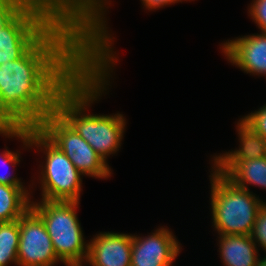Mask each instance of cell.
Listing matches in <instances>:
<instances>
[{
  "instance_id": "cell-23",
  "label": "cell",
  "mask_w": 266,
  "mask_h": 266,
  "mask_svg": "<svg viewBox=\"0 0 266 266\" xmlns=\"http://www.w3.org/2000/svg\"><path fill=\"white\" fill-rule=\"evenodd\" d=\"M249 7L250 17L258 25L260 32L266 33V0H253Z\"/></svg>"
},
{
  "instance_id": "cell-13",
  "label": "cell",
  "mask_w": 266,
  "mask_h": 266,
  "mask_svg": "<svg viewBox=\"0 0 266 266\" xmlns=\"http://www.w3.org/2000/svg\"><path fill=\"white\" fill-rule=\"evenodd\" d=\"M239 149L213 156V166L224 174L237 160H252L266 157V140L247 125L241 118L237 122Z\"/></svg>"
},
{
  "instance_id": "cell-24",
  "label": "cell",
  "mask_w": 266,
  "mask_h": 266,
  "mask_svg": "<svg viewBox=\"0 0 266 266\" xmlns=\"http://www.w3.org/2000/svg\"><path fill=\"white\" fill-rule=\"evenodd\" d=\"M142 5L147 9V10H156L159 8H163L164 6H168L170 4H175L178 2L182 1H187V0H141ZM190 1V0H188Z\"/></svg>"
},
{
  "instance_id": "cell-19",
  "label": "cell",
  "mask_w": 266,
  "mask_h": 266,
  "mask_svg": "<svg viewBox=\"0 0 266 266\" xmlns=\"http://www.w3.org/2000/svg\"><path fill=\"white\" fill-rule=\"evenodd\" d=\"M6 150L3 151L2 154H0V164L2 163L3 167L12 164V167H15L20 162V153L19 151L13 152L11 150H8L7 147H5ZM1 165V166H2ZM11 174H0V184H6L10 186H23V182H21V179L16 177L15 175Z\"/></svg>"
},
{
  "instance_id": "cell-9",
  "label": "cell",
  "mask_w": 266,
  "mask_h": 266,
  "mask_svg": "<svg viewBox=\"0 0 266 266\" xmlns=\"http://www.w3.org/2000/svg\"><path fill=\"white\" fill-rule=\"evenodd\" d=\"M19 234L18 266H54L62 262L43 220L32 208L19 218Z\"/></svg>"
},
{
  "instance_id": "cell-6",
  "label": "cell",
  "mask_w": 266,
  "mask_h": 266,
  "mask_svg": "<svg viewBox=\"0 0 266 266\" xmlns=\"http://www.w3.org/2000/svg\"><path fill=\"white\" fill-rule=\"evenodd\" d=\"M79 201H31V208L43 220L57 257L66 266L84 264L89 243L77 217Z\"/></svg>"
},
{
  "instance_id": "cell-22",
  "label": "cell",
  "mask_w": 266,
  "mask_h": 266,
  "mask_svg": "<svg viewBox=\"0 0 266 266\" xmlns=\"http://www.w3.org/2000/svg\"><path fill=\"white\" fill-rule=\"evenodd\" d=\"M241 119L266 140V104Z\"/></svg>"
},
{
  "instance_id": "cell-15",
  "label": "cell",
  "mask_w": 266,
  "mask_h": 266,
  "mask_svg": "<svg viewBox=\"0 0 266 266\" xmlns=\"http://www.w3.org/2000/svg\"><path fill=\"white\" fill-rule=\"evenodd\" d=\"M224 175L236 186L248 189V185L266 190V157L237 160Z\"/></svg>"
},
{
  "instance_id": "cell-4",
  "label": "cell",
  "mask_w": 266,
  "mask_h": 266,
  "mask_svg": "<svg viewBox=\"0 0 266 266\" xmlns=\"http://www.w3.org/2000/svg\"><path fill=\"white\" fill-rule=\"evenodd\" d=\"M39 5L60 20L75 23L84 32V47L91 62L115 63L113 36L109 34L106 21V5L109 0H24ZM110 2V3H109ZM106 7V8H105ZM105 12V13H104ZM114 53V54H113Z\"/></svg>"
},
{
  "instance_id": "cell-17",
  "label": "cell",
  "mask_w": 266,
  "mask_h": 266,
  "mask_svg": "<svg viewBox=\"0 0 266 266\" xmlns=\"http://www.w3.org/2000/svg\"><path fill=\"white\" fill-rule=\"evenodd\" d=\"M19 240V219L0 222V266H8L9 263L18 266Z\"/></svg>"
},
{
  "instance_id": "cell-20",
  "label": "cell",
  "mask_w": 266,
  "mask_h": 266,
  "mask_svg": "<svg viewBox=\"0 0 266 266\" xmlns=\"http://www.w3.org/2000/svg\"><path fill=\"white\" fill-rule=\"evenodd\" d=\"M26 5L27 3L24 0H0V30Z\"/></svg>"
},
{
  "instance_id": "cell-18",
  "label": "cell",
  "mask_w": 266,
  "mask_h": 266,
  "mask_svg": "<svg viewBox=\"0 0 266 266\" xmlns=\"http://www.w3.org/2000/svg\"><path fill=\"white\" fill-rule=\"evenodd\" d=\"M30 126L9 106L0 93V131H18Z\"/></svg>"
},
{
  "instance_id": "cell-12",
  "label": "cell",
  "mask_w": 266,
  "mask_h": 266,
  "mask_svg": "<svg viewBox=\"0 0 266 266\" xmlns=\"http://www.w3.org/2000/svg\"><path fill=\"white\" fill-rule=\"evenodd\" d=\"M132 234L100 232L89 241L88 257L91 266H131Z\"/></svg>"
},
{
  "instance_id": "cell-1",
  "label": "cell",
  "mask_w": 266,
  "mask_h": 266,
  "mask_svg": "<svg viewBox=\"0 0 266 266\" xmlns=\"http://www.w3.org/2000/svg\"><path fill=\"white\" fill-rule=\"evenodd\" d=\"M90 63L83 29L59 19L21 58L0 64V93L35 127L54 111L57 96Z\"/></svg>"
},
{
  "instance_id": "cell-8",
  "label": "cell",
  "mask_w": 266,
  "mask_h": 266,
  "mask_svg": "<svg viewBox=\"0 0 266 266\" xmlns=\"http://www.w3.org/2000/svg\"><path fill=\"white\" fill-rule=\"evenodd\" d=\"M59 19L36 4H27L0 30V64L21 58Z\"/></svg>"
},
{
  "instance_id": "cell-14",
  "label": "cell",
  "mask_w": 266,
  "mask_h": 266,
  "mask_svg": "<svg viewBox=\"0 0 266 266\" xmlns=\"http://www.w3.org/2000/svg\"><path fill=\"white\" fill-rule=\"evenodd\" d=\"M218 238L224 266H257L260 254L250 235H219Z\"/></svg>"
},
{
  "instance_id": "cell-3",
  "label": "cell",
  "mask_w": 266,
  "mask_h": 266,
  "mask_svg": "<svg viewBox=\"0 0 266 266\" xmlns=\"http://www.w3.org/2000/svg\"><path fill=\"white\" fill-rule=\"evenodd\" d=\"M5 138H17L26 148L37 147L45 154L40 169L41 200L79 201L82 173L36 126L18 131H0Z\"/></svg>"
},
{
  "instance_id": "cell-16",
  "label": "cell",
  "mask_w": 266,
  "mask_h": 266,
  "mask_svg": "<svg viewBox=\"0 0 266 266\" xmlns=\"http://www.w3.org/2000/svg\"><path fill=\"white\" fill-rule=\"evenodd\" d=\"M26 189L25 186L0 184V222L17 220L31 208L32 196Z\"/></svg>"
},
{
  "instance_id": "cell-25",
  "label": "cell",
  "mask_w": 266,
  "mask_h": 266,
  "mask_svg": "<svg viewBox=\"0 0 266 266\" xmlns=\"http://www.w3.org/2000/svg\"><path fill=\"white\" fill-rule=\"evenodd\" d=\"M264 258H259L258 262H257V266H266V255L263 256Z\"/></svg>"
},
{
  "instance_id": "cell-7",
  "label": "cell",
  "mask_w": 266,
  "mask_h": 266,
  "mask_svg": "<svg viewBox=\"0 0 266 266\" xmlns=\"http://www.w3.org/2000/svg\"><path fill=\"white\" fill-rule=\"evenodd\" d=\"M70 159L83 176L108 179L112 170L97 153L55 110L36 126Z\"/></svg>"
},
{
  "instance_id": "cell-10",
  "label": "cell",
  "mask_w": 266,
  "mask_h": 266,
  "mask_svg": "<svg viewBox=\"0 0 266 266\" xmlns=\"http://www.w3.org/2000/svg\"><path fill=\"white\" fill-rule=\"evenodd\" d=\"M176 236L167 226L147 236L132 235L131 266H174L181 252Z\"/></svg>"
},
{
  "instance_id": "cell-5",
  "label": "cell",
  "mask_w": 266,
  "mask_h": 266,
  "mask_svg": "<svg viewBox=\"0 0 266 266\" xmlns=\"http://www.w3.org/2000/svg\"><path fill=\"white\" fill-rule=\"evenodd\" d=\"M211 172L212 226L218 235H251L264 202L250 189L236 186L214 168Z\"/></svg>"
},
{
  "instance_id": "cell-26",
  "label": "cell",
  "mask_w": 266,
  "mask_h": 266,
  "mask_svg": "<svg viewBox=\"0 0 266 266\" xmlns=\"http://www.w3.org/2000/svg\"><path fill=\"white\" fill-rule=\"evenodd\" d=\"M70 266H83V264H79V265H70Z\"/></svg>"
},
{
  "instance_id": "cell-21",
  "label": "cell",
  "mask_w": 266,
  "mask_h": 266,
  "mask_svg": "<svg viewBox=\"0 0 266 266\" xmlns=\"http://www.w3.org/2000/svg\"><path fill=\"white\" fill-rule=\"evenodd\" d=\"M252 240L266 252V203L260 207L251 233Z\"/></svg>"
},
{
  "instance_id": "cell-2",
  "label": "cell",
  "mask_w": 266,
  "mask_h": 266,
  "mask_svg": "<svg viewBox=\"0 0 266 266\" xmlns=\"http://www.w3.org/2000/svg\"><path fill=\"white\" fill-rule=\"evenodd\" d=\"M116 63L91 62L57 96L54 110L107 163L110 155L121 147L126 120L123 114H86L88 107L100 99L110 85L112 68Z\"/></svg>"
},
{
  "instance_id": "cell-11",
  "label": "cell",
  "mask_w": 266,
  "mask_h": 266,
  "mask_svg": "<svg viewBox=\"0 0 266 266\" xmlns=\"http://www.w3.org/2000/svg\"><path fill=\"white\" fill-rule=\"evenodd\" d=\"M220 49L232 65L245 73L266 76V33L227 40Z\"/></svg>"
}]
</instances>
